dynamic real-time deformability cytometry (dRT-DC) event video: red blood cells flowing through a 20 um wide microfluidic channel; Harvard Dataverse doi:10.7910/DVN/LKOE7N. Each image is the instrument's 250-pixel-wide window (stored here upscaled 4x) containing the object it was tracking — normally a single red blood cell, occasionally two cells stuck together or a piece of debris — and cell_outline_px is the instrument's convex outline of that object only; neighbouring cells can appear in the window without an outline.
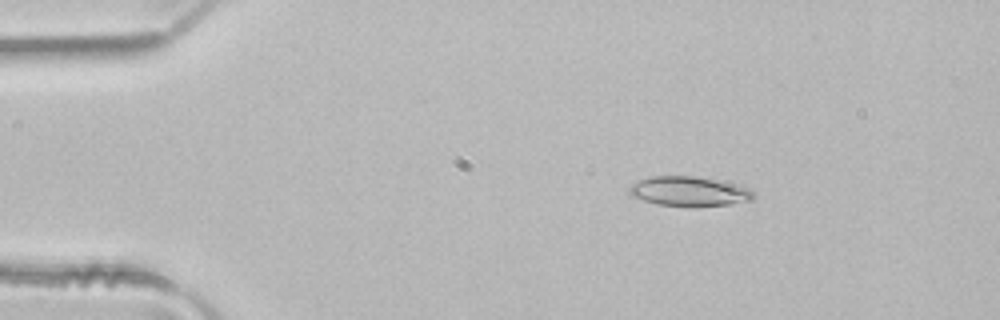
{"species": "common noctule bat (a hibernating species)", "species_latin": "Nyctalus noctula", "temperature_condition": "room temperature", "stored_images_in_passage": 5, "camera_frame_rate_fps": 3000, "um_per_image_px": 0.085, "animal": {"sex": "male", "body_mass_g": 21.5, "forearm_length_mm": 52.0}, "frame": {"image": 1, "passage_image": 3, "time_ms": 0.667, "image_size_px": [1000, 320], "cell_outline_px": [[756, 196], [752, 200], [728, 204], [696, 208], [688, 208], [656, 204], [632, 196], [628, 192], [628, 188], [632, 184], [640, 180], [652, 176], [692, 176], [712, 180], [748, 188]], "centroid_in_image_um": [58.53, 16.3], "position_along_channel_um": 26.5, "area_um2": 21.44}}
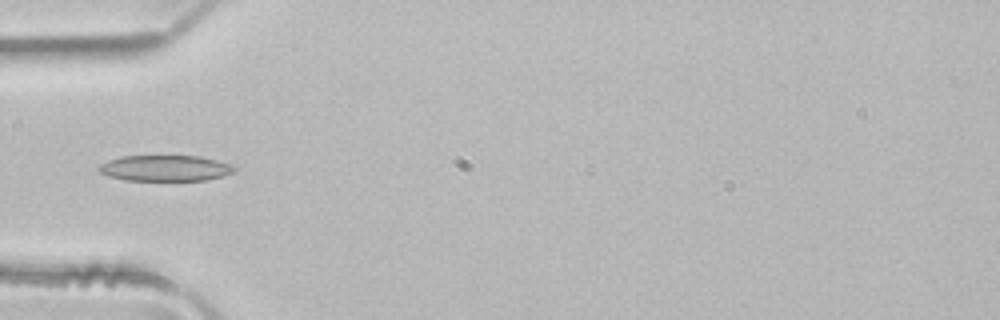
{"frame": {"image": 2, "passage_image": 5, "time_ms": 1.333, "image_size_px": [1000, 320], "cell_outline_px": [[236, 172], [224, 176], [208, 180], [124, 180], [108, 176], [100, 172], [96, 168], [100, 164], [108, 160], [120, 156], [200, 156], [232, 164], [236, 168]], "centroid_in_image_um": [14.06, 14.29], "position_along_channel_um": 70.9, "area_um2": 20.63}}